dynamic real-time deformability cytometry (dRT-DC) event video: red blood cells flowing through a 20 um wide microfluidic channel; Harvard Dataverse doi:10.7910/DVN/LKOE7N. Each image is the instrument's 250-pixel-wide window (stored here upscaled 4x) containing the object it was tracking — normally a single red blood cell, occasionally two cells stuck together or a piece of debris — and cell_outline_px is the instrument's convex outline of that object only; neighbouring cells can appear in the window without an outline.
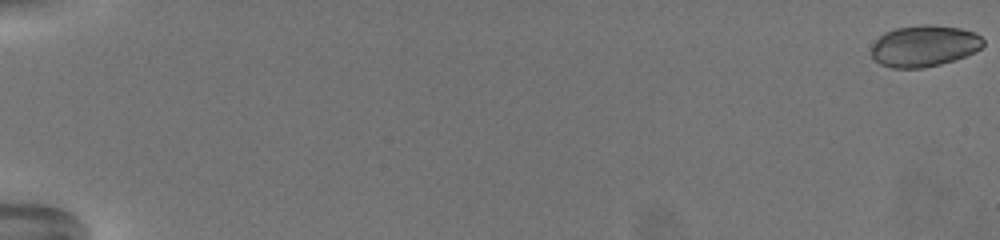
{"species": "common noctule bat (a hibernating species)", "species_latin": "Nyctalus noctula", "temperature_condition": "warm", "stored_images_in_passage": 68, "camera_frame_rate_fps": 3000, "um_per_image_px": 0.085, "animal": {"sex": "female", "body_mass_g": 19.5, "forearm_length_mm": 54.1}, "frame": {"image": 1, "passage_image": 1, "time_ms": 0.0, "image_size_px": [1000, 240], "cell_outline_px": [[984, 44], [980, 48], [964, 56], [940, 64], [924, 68], [892, 68], [880, 64], [872, 56], [872, 48], [876, 40], [884, 32], [896, 28], [924, 24], [932, 24], [960, 28], [976, 32], [984, 40]], "centroid_in_image_um": [78.56, 3.89], "position_along_channel_um": 6.4, "area_um2": 26.88}}